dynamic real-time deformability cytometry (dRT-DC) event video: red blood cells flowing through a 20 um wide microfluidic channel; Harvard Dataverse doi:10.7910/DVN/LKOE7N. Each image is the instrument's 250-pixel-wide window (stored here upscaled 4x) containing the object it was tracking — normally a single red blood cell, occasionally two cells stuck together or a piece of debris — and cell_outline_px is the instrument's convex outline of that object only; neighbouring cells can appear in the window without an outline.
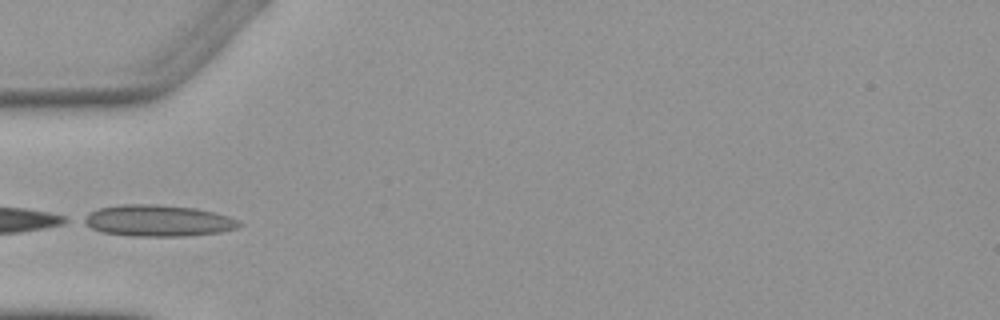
{"species": "Egyptian fruit bat (a non-hibernating species)", "species_latin": "Rousettus aegyptiacus", "temperature_condition": "warm", "stored_images_in_passage": 5, "camera_frame_rate_fps": 3000, "um_per_image_px": 0.085, "animal": {"sex": "female"}, "frame": {"image": 1, "passage_image": 5, "time_ms": 4.667, "image_size_px": [1000, 320], "cell_outline_px": [[244, 224], [236, 228], [220, 232], [188, 236], [132, 236], [104, 232], [92, 228], [80, 220], [80, 216], [88, 212], [100, 208], [124, 204], [156, 204], [196, 208], [228, 216], [240, 220]], "centroid_in_image_um": [13.42, 18.75], "position_along_channel_um": 71.6, "area_um2": 28.61}}